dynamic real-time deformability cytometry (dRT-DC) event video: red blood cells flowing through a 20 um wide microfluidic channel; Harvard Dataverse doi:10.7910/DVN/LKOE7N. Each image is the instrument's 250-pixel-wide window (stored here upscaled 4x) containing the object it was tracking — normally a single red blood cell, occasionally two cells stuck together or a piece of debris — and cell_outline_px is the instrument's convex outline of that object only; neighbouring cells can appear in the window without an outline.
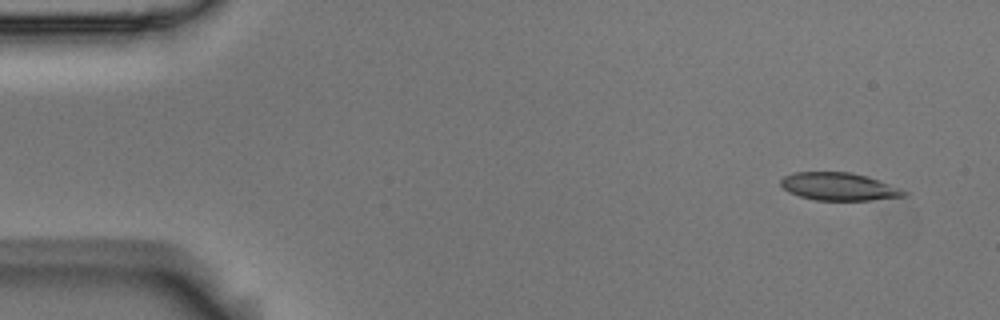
{"species": "Egyptian fruit bat (a non-hibernating species)", "species_latin": "Rousettus aegyptiacus", "temperature_condition": "room temperature", "stored_images_in_passage": 8, "camera_frame_rate_fps": 3000, "um_per_image_px": 0.085, "animal": {"sex": "male"}, "frame": {"image": 1, "passage_image": 1, "time_ms": 0.0, "image_size_px": [1000, 320], "cell_outline_px": [[912, 192], [908, 196], [872, 200], [816, 200], [800, 196], [788, 192], [780, 184], [780, 180], [784, 176], [796, 172], [852, 172], [868, 176]], "centroid_in_image_um": [71.38, 15.86], "position_along_channel_um": 13.6, "area_um2": 20.17}}
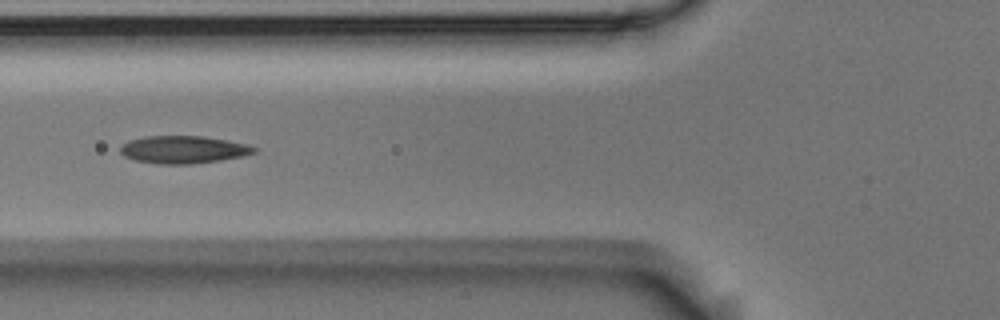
{"frame": {"image": 2, "passage_image": 6, "time_ms": 1.667, "image_size_px": [1000, 320], "cell_outline_px": [[256, 152], [240, 156], [220, 160], [192, 164], [156, 164], [136, 160], [124, 156], [120, 152], [120, 148], [128, 140], [144, 136], [204, 136], [228, 140], [248, 144], [256, 148]], "centroid_in_image_um": [15.57, 12.71], "position_along_channel_um": 110.2, "area_um2": 21.5}}
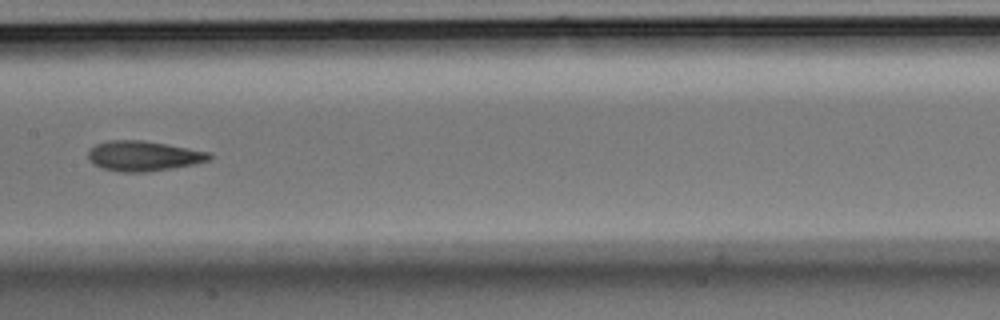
{"frame": {"image": 3, "passage_image": 8, "time_ms": 2.333, "image_size_px": [1000, 320], "cell_outline_px": [[212, 160], [196, 164], [148, 172], [120, 172], [100, 168], [92, 164], [88, 160], [88, 152], [96, 144], [108, 140], [144, 140], [212, 152]], "centroid_in_image_um": [12.22, 13.26], "position_along_channel_um": 195.2, "area_um2": 21.62}}